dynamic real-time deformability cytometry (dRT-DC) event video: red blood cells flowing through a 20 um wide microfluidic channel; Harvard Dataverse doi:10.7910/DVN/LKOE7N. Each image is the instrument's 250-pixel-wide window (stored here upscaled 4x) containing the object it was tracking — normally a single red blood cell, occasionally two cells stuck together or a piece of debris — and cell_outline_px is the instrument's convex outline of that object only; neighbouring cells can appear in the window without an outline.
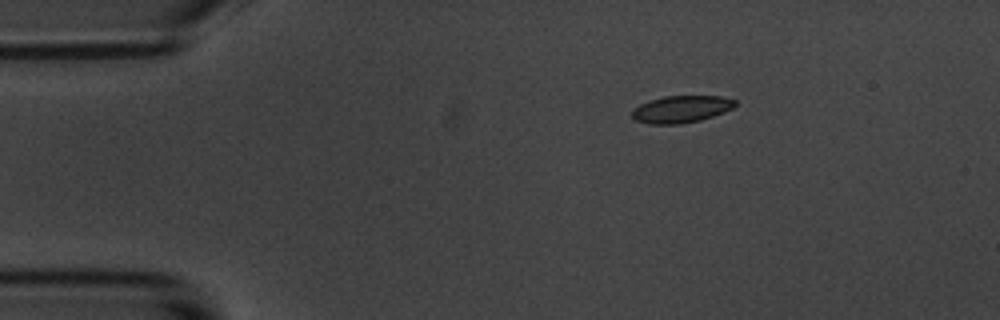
{"species": "common noctule bat (a hibernating species)", "species_latin": "Nyctalus noctula", "temperature_condition": "room temperature", "stored_images_in_passage": 30, "camera_frame_rate_fps": 3000, "um_per_image_px": 0.085, "animal": {"sex": "male", "body_mass_g": 20.1, "forearm_length_mm": 53.5}, "frame": {"image": 1, "passage_image": 1, "time_ms": 0.0, "image_size_px": [1000, 320], "cell_outline_px": [[736, 104], [732, 108], [724, 112], [700, 120], [680, 124], [648, 124], [636, 120], [632, 116], [632, 112], [640, 104], [648, 100], [664, 96], [720, 96], [736, 100]], "centroid_in_image_um": [57.9, 9.27], "position_along_channel_um": 27.1, "area_um2": 16.18}}
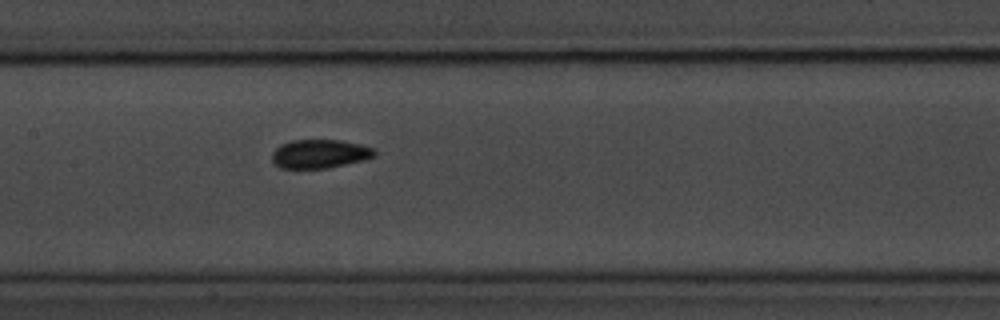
{"frame": {"image": 2, "passage_image": 19, "time_ms": 6.0, "image_size_px": [1000, 320], "cell_outline_px": [[376, 152], [372, 156], [360, 160], [344, 164], [324, 168], [280, 168], [272, 160], [272, 152], [280, 144], [292, 140], [340, 140], [360, 144], [376, 148]], "centroid_in_image_um": [27.14, 13.06], "position_along_channel_um": 180.3, "area_um2": 16.94}}
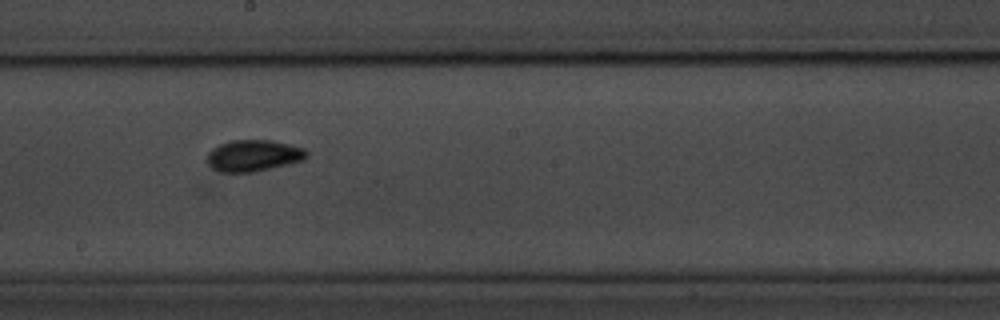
{"frame": {"image": 3, "passage_image": 23, "time_ms": 7.333, "image_size_px": [1000, 320], "cell_outline_px": [[308, 156], [304, 160], [288, 164], [252, 172], [220, 172], [212, 168], [208, 164], [208, 152], [212, 148], [220, 144], [232, 140], [272, 140], [304, 148], [308, 152]], "centroid_in_image_um": [21.55, 13.22], "position_along_channel_um": 226.7, "area_um2": 18.21}}